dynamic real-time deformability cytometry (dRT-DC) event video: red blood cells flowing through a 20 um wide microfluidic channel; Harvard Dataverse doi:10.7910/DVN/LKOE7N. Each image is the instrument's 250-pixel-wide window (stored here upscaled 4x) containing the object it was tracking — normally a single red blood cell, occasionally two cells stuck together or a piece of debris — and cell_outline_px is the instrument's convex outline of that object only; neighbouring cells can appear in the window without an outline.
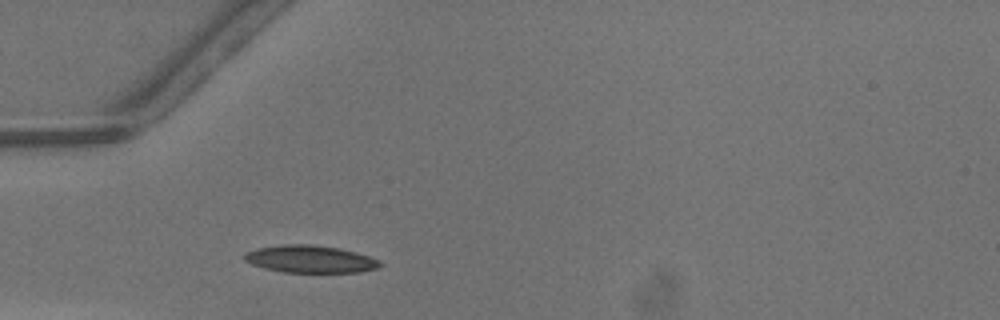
{"species": "common noctule bat (a hibernating species)", "species_latin": "Nyctalus noctula", "temperature_condition": "warm", "stored_images_in_passage": 27, "camera_frame_rate_fps": 3000, "um_per_image_px": 0.085, "animal": {"sex": "male", "body_mass_g": 13.3}, "frame": {"image": 1, "passage_image": 4, "time_ms": 1.0, "image_size_px": [1000, 320], "cell_outline_px": [[384, 264], [380, 268], [360, 272], [284, 272], [264, 268], [252, 264], [244, 260], [244, 252], [256, 248], [280, 244], [312, 244], [340, 248], [356, 252], [380, 260]], "centroid_in_image_um": [26.38, 22.01], "position_along_channel_um": 58.6, "area_um2": 21.91}}
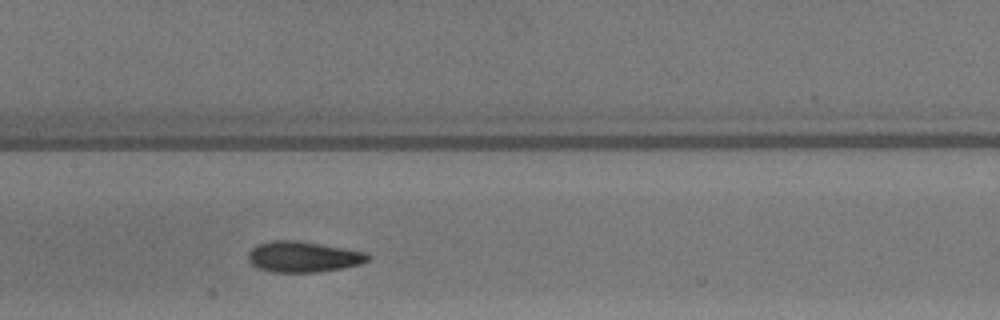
{"frame": {"image": 2, "passage_image": 13, "time_ms": 4.0, "image_size_px": [1000, 320], "cell_outline_px": [[368, 260], [360, 264], [340, 268], [316, 272], [272, 272], [260, 268], [252, 264], [248, 260], [248, 252], [256, 244], [272, 240], [292, 240], [320, 244], [368, 252]], "centroid_in_image_um": [25.74, 21.82], "position_along_channel_um": 181.7, "area_um2": 21.27}}
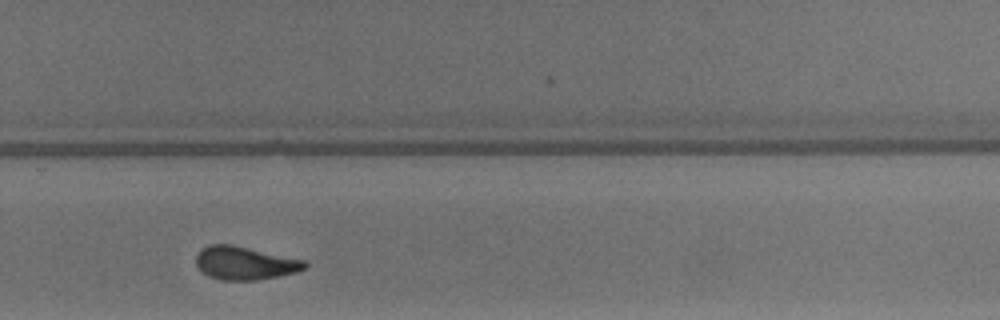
{"frame": {"image": 3, "passage_image": 22, "time_ms": 7.0, "image_size_px": [1000, 320], "cell_outline_px": [[308, 264], [304, 268], [296, 272], [256, 280], [220, 280], [208, 276], [196, 264], [196, 256], [200, 248], [208, 244], [232, 244], [308, 260]], "centroid_in_image_um": [20.82, 22.34], "position_along_channel_um": 309.0, "area_um2": 21.21}, "authors_computed_cell_mechanics": {"area_um2": 21.2704, "velocity_mm_per_s": 4.2724, "shape_relaxation_time_tau1_ms": 3.9447, "shape_relaxation_time_tau2_ms": 2.7302, "deformation_change_tau1": 0.1374, "deformation_change_tau2": 0.0995}}